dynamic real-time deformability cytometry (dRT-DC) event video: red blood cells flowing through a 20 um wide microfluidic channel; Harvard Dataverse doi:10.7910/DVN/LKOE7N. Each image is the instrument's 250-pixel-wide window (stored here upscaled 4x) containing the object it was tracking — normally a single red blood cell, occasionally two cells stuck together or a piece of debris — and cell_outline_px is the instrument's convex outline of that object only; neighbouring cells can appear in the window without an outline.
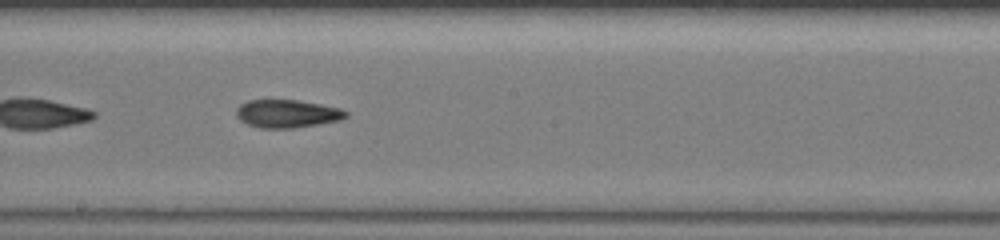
{"species": "common noctule bat (a hibernating species)", "species_latin": "Nyctalus noctula", "temperature_condition": "warm", "stored_images_in_passage": 49, "camera_frame_rate_fps": 3000, "um_per_image_px": 0.085, "animal": {"sex": "female", "body_mass_g": 19.5, "forearm_length_mm": 54.1}, "frame": {"image": 1, "passage_image": 36, "time_ms": 10.667, "image_size_px": [1000, 240], "cell_outline_px": [[348, 116], [340, 120], [320, 124], [292, 128], [260, 128], [248, 124], [240, 120], [236, 116], [236, 108], [240, 104], [248, 100], [296, 100], [320, 104], [340, 108], [348, 112]], "centroid_in_image_um": [24.4, 9.66], "position_along_channel_um": 223.8, "area_um2": 17.92}}
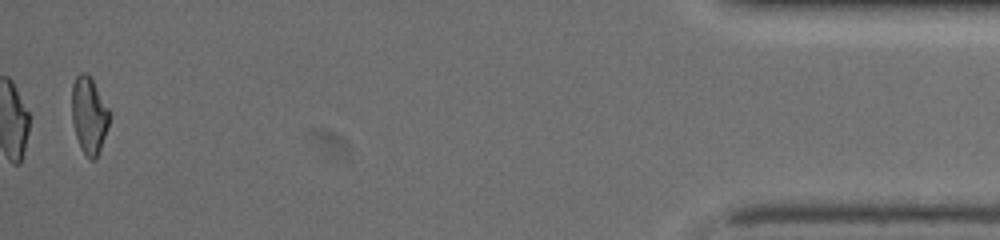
{"frame": {"image": 2, "passage_image": 49, "time_ms": 17.667, "image_size_px": [1000, 240], "cell_outline_px": [[112, 116], [96, 160], [88, 160], [80, 148], [72, 124], [72, 84], [76, 76], [80, 72], [84, 72], [92, 76]], "centroid_in_image_um": [7.57, 9.79], "position_along_channel_um": 427.6, "area_um2": 17.28}, "authors_computed_cell_mechanics": {"area_um2": 18.6116, "velocity_mm_per_s": 4.0177, "shape_relaxation_time_tau1_ms": 6.2071, "shape_relaxation_time_tau2_ms": 1.8209, "deformation_change_tau1": 0.1895, "deformation_change_tau2": 0.1013}}